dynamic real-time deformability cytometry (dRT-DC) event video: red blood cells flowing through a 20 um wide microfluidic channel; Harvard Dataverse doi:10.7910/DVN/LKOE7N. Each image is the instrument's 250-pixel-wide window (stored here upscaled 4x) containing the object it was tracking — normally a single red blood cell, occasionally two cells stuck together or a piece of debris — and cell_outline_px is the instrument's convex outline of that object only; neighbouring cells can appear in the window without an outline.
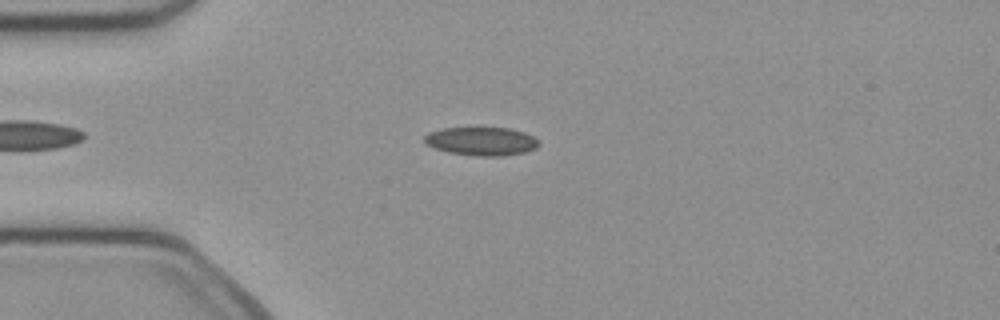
{"species": "common noctule bat (a hibernating species)", "species_latin": "Nyctalus noctula", "temperature_condition": "cold", "stored_images_in_passage": 41, "camera_frame_rate_fps": 3000, "um_per_image_px": 0.085, "animal": {"sex": "female", "body_mass_g": 21.9}, "frame": {"image": 1, "passage_image": 10, "time_ms": 3.0, "image_size_px": [1000, 320], "cell_outline_px": [[540, 144], [536, 148], [524, 152], [500, 156], [476, 156], [448, 152], [424, 144], [424, 136], [428, 132], [444, 128], [508, 128], [524, 132], [532, 136]], "centroid_in_image_um": [40.89, 12.01], "position_along_channel_um": 44.1, "area_um2": 18.84}}
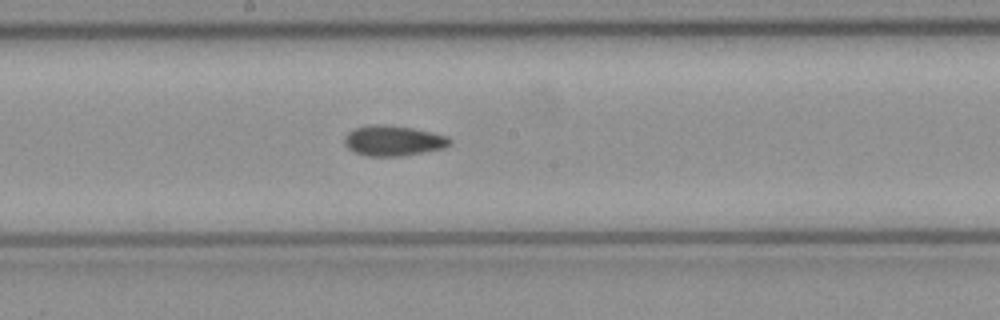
{"frame": {"image": 2, "passage_image": 24, "time_ms": 7.667, "image_size_px": [1000, 320], "cell_outline_px": [[452, 144], [444, 148], [400, 156], [368, 156], [356, 152], [348, 148], [344, 144], [344, 136], [348, 132], [356, 128], [368, 124], [384, 124], [412, 128], [432, 132], [448, 136], [452, 140]], "centroid_in_image_um": [33.43, 11.95], "position_along_channel_um": 214.8, "area_um2": 18.67}}
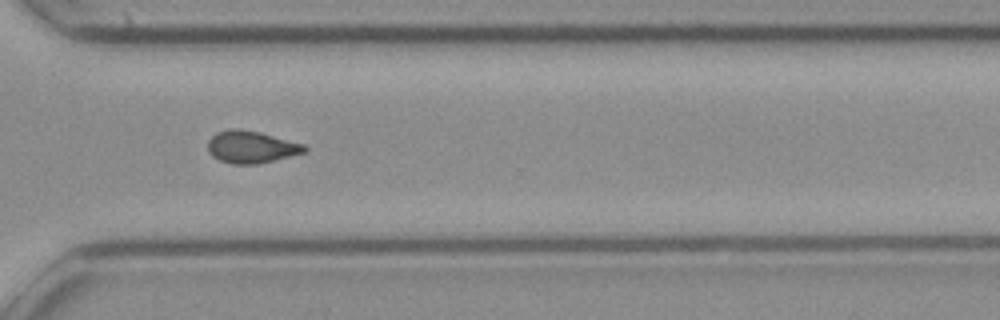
{"frame": {"image": 3, "passage_image": 34, "time_ms": 11.0, "image_size_px": [1000, 320], "cell_outline_px": [[308, 152], [256, 164], [232, 164], [220, 160], [212, 156], [208, 152], [208, 140], [216, 132], [228, 128], [240, 128], [260, 132], [304, 144], [308, 148]], "centroid_in_image_um": [21.35, 12.48], "position_along_channel_um": 349.2, "area_um2": 18.32}, "authors_computed_cell_mechanics": {"area_um2": 18.3226, "velocity_mm_per_s": 4.053, "shape_relaxation_time_tau1_ms": null, "shape_relaxation_time_tau2_ms": 3.8872, "deformation_change_tau1": null, "deformation_change_tau2": 0.0933}}